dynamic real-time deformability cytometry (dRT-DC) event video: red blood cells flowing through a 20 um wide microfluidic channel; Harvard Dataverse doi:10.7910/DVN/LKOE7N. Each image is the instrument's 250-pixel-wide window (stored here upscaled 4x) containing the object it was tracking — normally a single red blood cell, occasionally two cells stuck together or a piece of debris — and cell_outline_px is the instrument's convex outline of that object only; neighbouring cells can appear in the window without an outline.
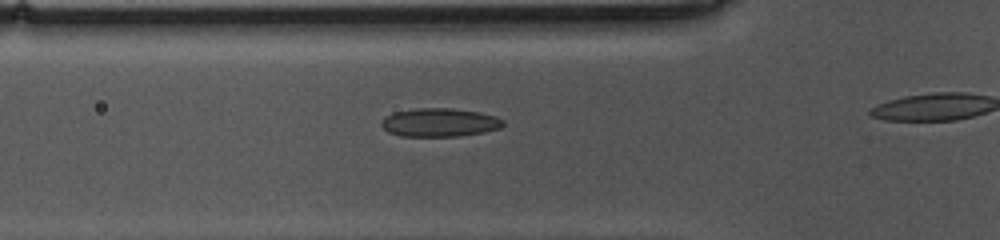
{"species": "common noctule bat (a hibernating species)", "species_latin": "Nyctalus noctula", "temperature_condition": "cold", "stored_images_in_passage": 18, "camera_frame_rate_fps": 3000, "um_per_image_px": 0.085, "animal": {"sex": "female", "body_mass_g": 10.0, "forearm_length_mm": 53.1}, "frame": {"image": 1, "passage_image": 13, "time_ms": 4.0, "image_size_px": [1000, 240], "cell_outline_px": [[504, 124], [500, 128], [484, 132], [456, 136], [400, 136], [388, 132], [380, 124], [380, 120], [384, 116], [392, 112], [416, 108], [452, 108], [480, 112], [496, 116], [504, 120]], "centroid_in_image_um": [37.33, 10.4], "position_along_channel_um": 88.5, "area_um2": 20.4}}
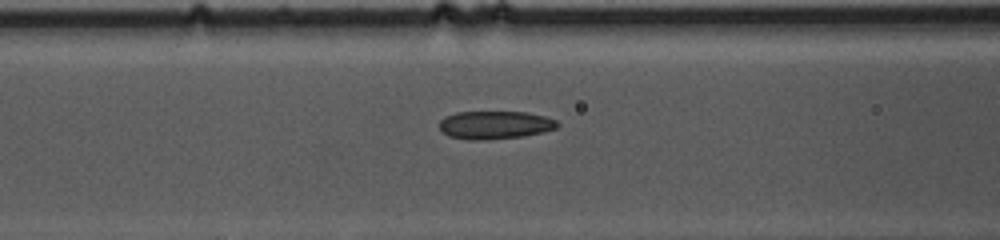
{"frame": {"image": 2, "passage_image": 16, "time_ms": 5.0, "image_size_px": [1000, 240], "cell_outline_px": [[560, 124], [556, 128], [544, 132], [524, 136], [488, 140], [468, 140], [448, 136], [440, 128], [440, 120], [444, 116], [456, 112], [528, 112], [544, 116], [556, 120]], "centroid_in_image_um": [42.07, 10.63], "position_along_channel_um": 124.5, "area_um2": 19.48}}